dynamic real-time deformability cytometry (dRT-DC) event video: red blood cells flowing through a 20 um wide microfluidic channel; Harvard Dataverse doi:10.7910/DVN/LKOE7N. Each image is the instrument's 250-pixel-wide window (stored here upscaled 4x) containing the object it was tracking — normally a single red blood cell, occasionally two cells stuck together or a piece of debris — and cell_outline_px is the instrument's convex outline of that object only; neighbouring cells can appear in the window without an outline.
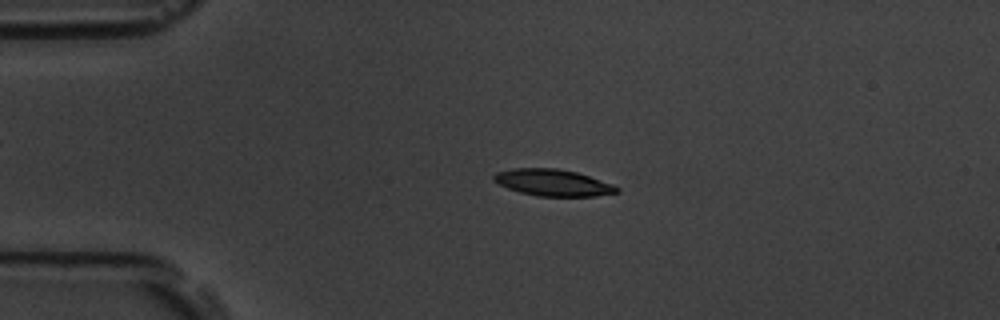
{"species": "common noctule bat (a hibernating species)", "species_latin": "Nyctalus noctula", "temperature_condition": "room temperature", "stored_images_in_passage": 50, "camera_frame_rate_fps": 3000, "um_per_image_px": 0.085, "animal": {"sex": "male", "body_mass_g": 19.5, "forearm_length_mm": 54.6}, "frame": {"image": 1, "passage_image": 8, "time_ms": 2.333, "image_size_px": [1000, 320], "cell_outline_px": [[620, 192], [596, 196], [536, 196], [520, 192], [508, 188], [492, 180], [492, 176], [496, 172], [512, 168], [556, 168], [576, 172], [612, 184], [620, 188]], "centroid_in_image_um": [46.98, 15.52], "position_along_channel_um": 38.0, "area_um2": 19.07}}
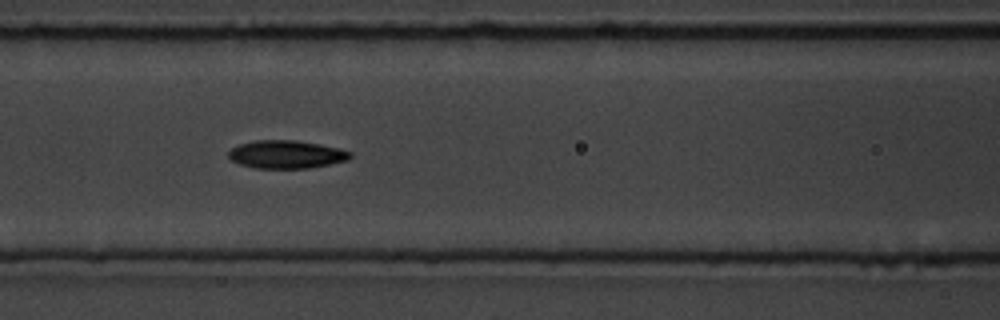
{"frame": {"image": 2, "passage_image": 19, "time_ms": 6.0, "image_size_px": [1000, 320], "cell_outline_px": [[352, 156], [348, 160], [308, 168], [256, 168], [240, 164], [232, 160], [228, 156], [228, 152], [232, 148], [240, 144], [256, 140], [296, 140], [320, 144], [352, 152]], "centroid_in_image_um": [24.33, 13.12], "position_along_channel_um": 142.3, "area_um2": 19.71}}
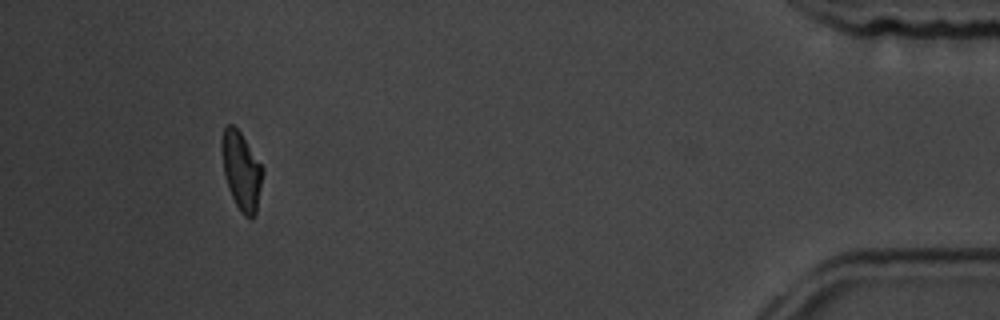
{"frame": {"image": 3, "passage_image": 46, "time_ms": 15.0, "image_size_px": [1000, 320], "cell_outline_px": [[264, 172], [256, 212], [252, 216], [244, 216], [240, 212], [232, 196], [224, 172], [220, 148], [220, 140], [224, 128], [228, 124], [232, 124], [240, 132], [264, 168]], "centroid_in_image_um": [20.51, 14.48], "position_along_channel_um": 414.7, "area_um2": 18.5}, "authors_computed_cell_mechanics": {"area_um2": 19.1029, "velocity_mm_per_s": 3.777, "shape_relaxation_time_tau1_ms": 2.9099, "shape_relaxation_time_tau2_ms": 10.9222, "deformation_change_tau1": 0.1355, "deformation_change_tau2": 0.2045}}